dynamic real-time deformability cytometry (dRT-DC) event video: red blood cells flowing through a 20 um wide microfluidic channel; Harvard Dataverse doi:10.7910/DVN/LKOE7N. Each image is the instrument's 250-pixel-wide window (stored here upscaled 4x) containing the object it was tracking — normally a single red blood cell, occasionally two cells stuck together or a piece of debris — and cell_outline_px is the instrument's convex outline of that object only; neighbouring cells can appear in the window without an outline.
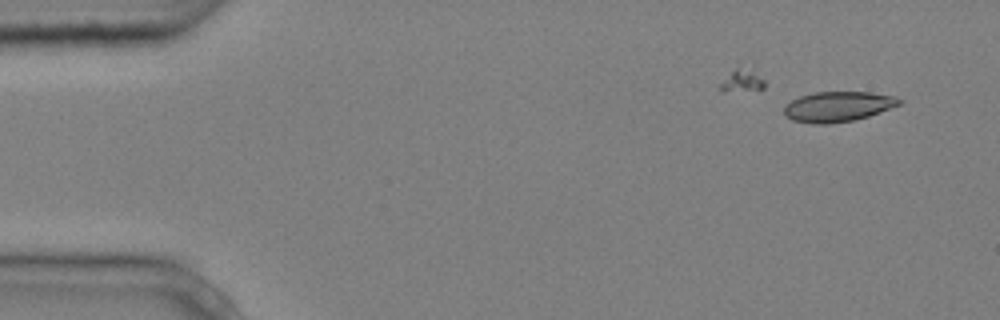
{"species": "common noctule bat (a hibernating species)", "species_latin": "Nyctalus noctula", "temperature_condition": "cold", "stored_images_in_passage": 7, "camera_frame_rate_fps": 3000, "um_per_image_px": 0.085, "animal": {"sex": "male", "body_mass_g": 20.4}, "frame": {"image": 1, "passage_image": 3, "time_ms": 0.667, "image_size_px": [1000, 320], "cell_outline_px": [[904, 100], [900, 104], [880, 112], [868, 116], [852, 120], [828, 124], [812, 124], [792, 120], [784, 116], [784, 108], [792, 100], [800, 96], [812, 92], [872, 92], [896, 96]], "centroid_in_image_um": [71.23, 9.05], "position_along_channel_um": 13.8, "area_um2": 20.35}}
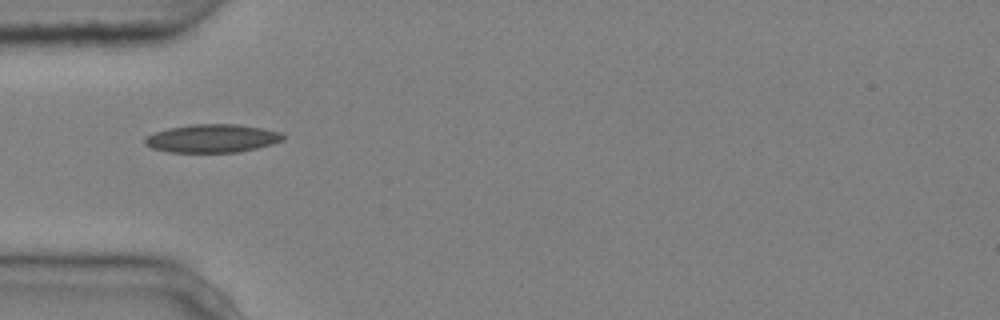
{"frame": {"image": 2, "passage_image": 6, "time_ms": 1.667, "image_size_px": [1000, 320], "cell_outline_px": [[284, 140], [272, 144], [240, 152], [168, 152], [152, 148], [144, 144], [144, 136], [168, 128], [192, 124], [240, 124], [264, 128], [280, 132], [284, 136]], "centroid_in_image_um": [18.03, 11.76], "position_along_channel_um": 67.0, "area_um2": 22.89}}
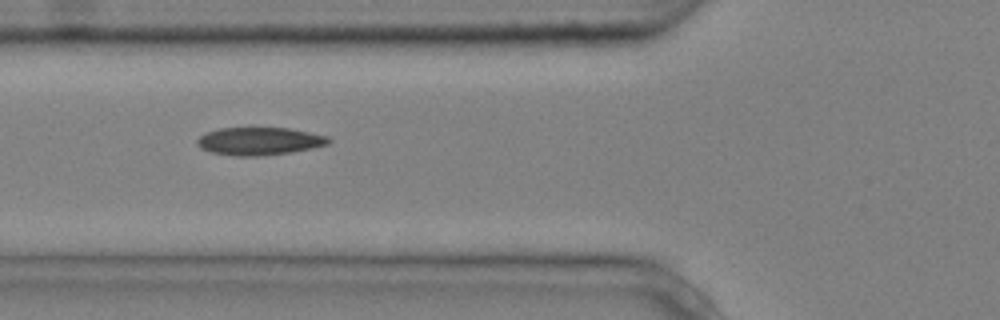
{"frame": {"image": 3, "passage_image": 7, "time_ms": 2.0, "image_size_px": [1000, 320], "cell_outline_px": [[332, 140], [328, 144], [312, 148], [292, 152], [264, 156], [236, 156], [212, 152], [200, 148], [196, 144], [196, 140], [204, 132], [220, 128], [288, 128], [328, 136]], "centroid_in_image_um": [22.03, 12.0], "position_along_channel_um": 103.8, "area_um2": 21.39}}